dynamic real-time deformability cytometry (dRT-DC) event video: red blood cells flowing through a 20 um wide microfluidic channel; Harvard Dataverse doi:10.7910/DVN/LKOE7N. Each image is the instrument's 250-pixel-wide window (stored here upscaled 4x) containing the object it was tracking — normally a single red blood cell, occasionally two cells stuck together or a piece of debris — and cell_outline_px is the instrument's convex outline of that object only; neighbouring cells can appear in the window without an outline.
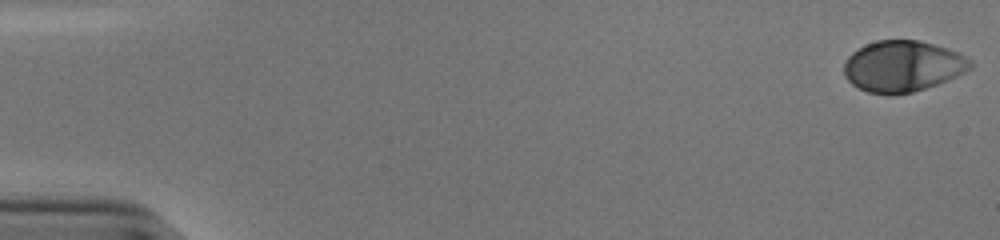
{"species": "human", "species_latin": "Homo sapiens", "temperature_condition": "cold", "stored_images_in_passage": 54, "camera_frame_rate_fps": 3000, "um_per_image_px": 0.085, "donor": {"sex": "male"}, "frame": {"image": 1, "passage_image": 1, "time_ms": 0.0, "image_size_px": [1000, 240], "cell_outline_px": [[972, 68], [948, 80], [912, 92], [892, 96], [888, 96], [868, 92], [852, 84], [844, 76], [844, 64], [848, 56], [852, 52], [864, 44], [876, 40], [916, 40], [948, 48], [972, 60]], "centroid_in_image_um": [76.7, 5.63], "position_along_channel_um": 8.3, "area_um2": 37.74}}
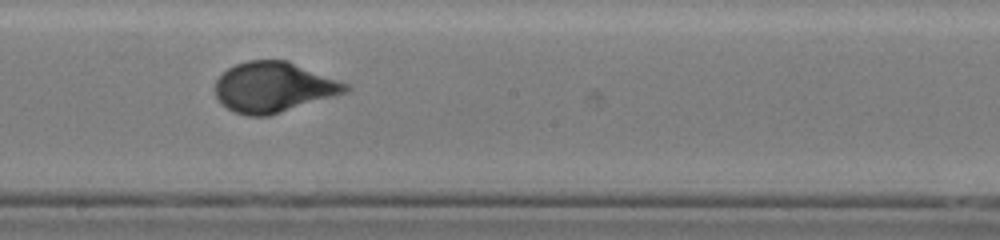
{"frame": {"image": 2, "passage_image": 31, "time_ms": 10.0, "image_size_px": [1000, 240], "cell_outline_px": [[352, 88], [348, 92], [268, 116], [248, 116], [232, 112], [216, 96], [216, 80], [228, 68], [236, 64], [248, 60], [288, 60], [348, 84]], "centroid_in_image_um": [23.27, 7.41], "position_along_channel_um": 224.9, "area_um2": 38.03}}
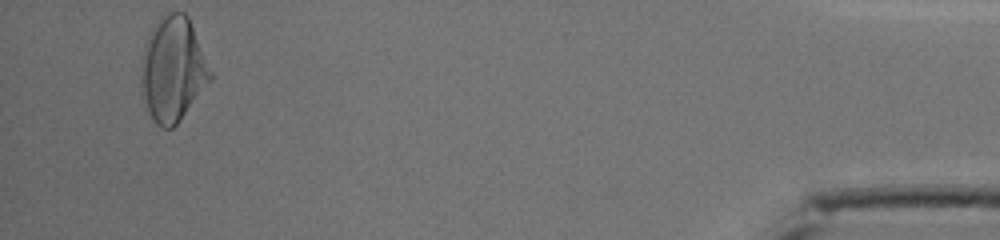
{"frame": {"image": 3, "passage_image": 52, "time_ms": 17.0, "image_size_px": [1000, 240], "cell_outline_px": [[212, 80], [180, 120], [172, 128], [164, 128], [156, 124], [140, 96], [140, 76], [144, 44], [156, 20], [160, 16], [172, 12], [184, 12], [188, 16], [212, 72]], "centroid_in_image_um": [14.67, 5.9], "position_along_channel_um": 420.5, "area_um2": 42.37}, "authors_computed_cell_mechanics": {"area_um2": 37.8012, "velocity_mm_per_s": 3.8134, "shape_relaxation_time_tau1_ms": 3.4452, "shape_relaxation_time_tau2_ms": null, "deformation_change_tau1": 0.1628, "deformation_change_tau2": null}}